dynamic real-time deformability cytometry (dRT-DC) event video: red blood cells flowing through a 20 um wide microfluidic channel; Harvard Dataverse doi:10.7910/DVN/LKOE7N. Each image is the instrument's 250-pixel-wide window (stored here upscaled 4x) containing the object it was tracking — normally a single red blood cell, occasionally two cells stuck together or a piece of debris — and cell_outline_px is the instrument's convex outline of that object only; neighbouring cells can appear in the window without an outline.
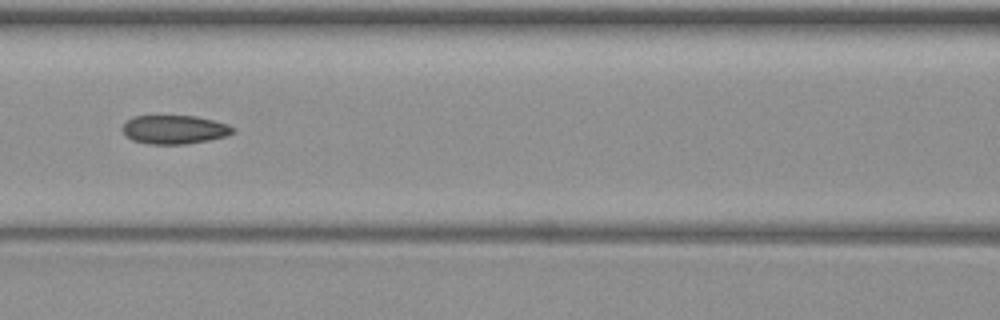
{"species": "common noctule bat (a hibernating species)", "species_latin": "Nyctalus noctula", "temperature_condition": "warm", "stored_images_in_passage": 6, "camera_frame_rate_fps": 3000, "um_per_image_px": 0.085, "animal": {"sex": "female", "body_mass_g": 19.3, "forearm_length_mm": 54.1}, "frame": {"image": 1, "passage_image": 5, "time_ms": 4.667, "image_size_px": [1000, 320], "cell_outline_px": [[236, 132], [228, 136], [208, 140], [184, 144], [148, 144], [132, 140], [124, 136], [120, 128], [132, 116], [196, 116], [228, 124], [236, 128]], "centroid_in_image_um": [14.82, 11.02], "position_along_channel_um": 151.8, "area_um2": 18.73}}
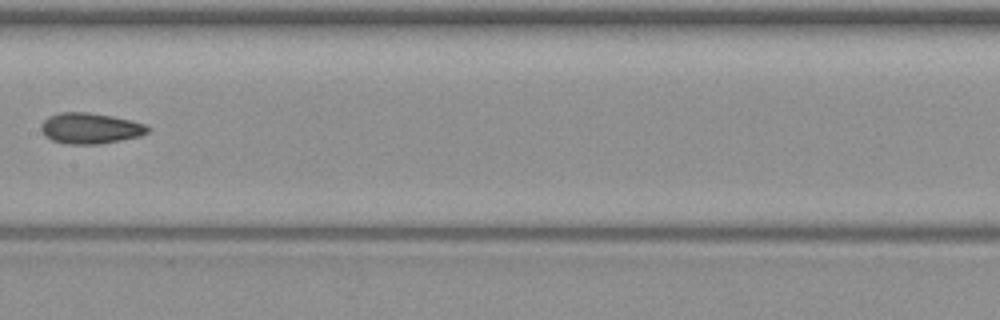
{"frame": {"image": 2, "passage_image": 6, "time_ms": 6.0, "image_size_px": [1000, 320], "cell_outline_px": [[148, 132], [140, 136], [100, 144], [64, 144], [52, 140], [44, 136], [40, 128], [40, 124], [48, 116], [60, 112], [88, 112], [112, 116], [132, 120], [144, 124], [148, 128]], "centroid_in_image_um": [7.62, 10.9], "position_along_channel_um": 199.8, "area_um2": 19.25}}